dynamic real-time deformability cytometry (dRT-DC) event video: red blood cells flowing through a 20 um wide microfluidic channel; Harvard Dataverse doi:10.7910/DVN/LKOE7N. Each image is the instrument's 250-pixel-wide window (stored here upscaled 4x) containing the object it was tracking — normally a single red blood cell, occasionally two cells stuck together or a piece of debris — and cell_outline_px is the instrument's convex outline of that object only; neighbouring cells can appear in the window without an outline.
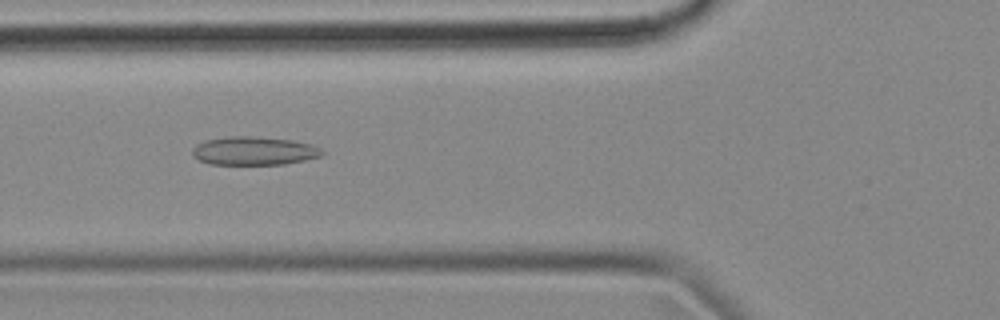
{"species": "common noctule bat (a hibernating species)", "species_latin": "Nyctalus noctula", "temperature_condition": "cold", "stored_images_in_passage": 54, "camera_frame_rate_fps": 3000, "um_per_image_px": 0.085, "animal": {"sex": "female", "body_mass_g": 18.4}, "frame": {"image": 1, "passage_image": 19, "time_ms": 6.0, "image_size_px": [1000, 320], "cell_outline_px": [[324, 152], [320, 156], [304, 160], [284, 164], [208, 164], [192, 156], [192, 148], [196, 144], [204, 140], [228, 136], [256, 136], [292, 140], [312, 144], [320, 148]], "centroid_in_image_um": [21.56, 12.81], "position_along_channel_um": 104.2, "area_um2": 21.62}}
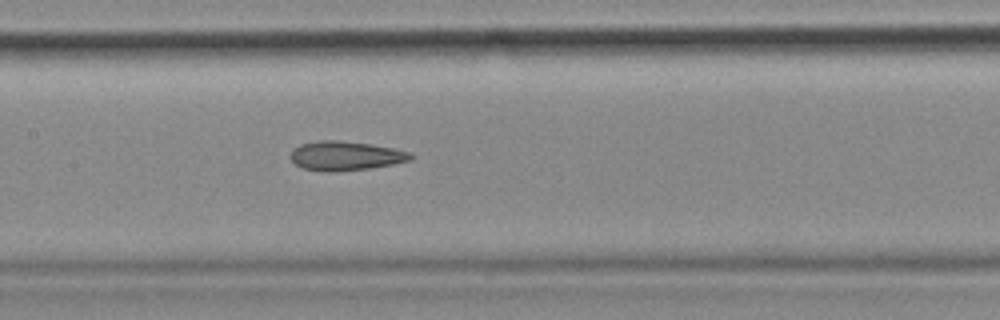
{"frame": {"image": 2, "passage_image": 25, "time_ms": 8.0, "image_size_px": [1000, 320], "cell_outline_px": [[416, 156], [412, 160], [392, 164], [368, 168], [332, 172], [328, 172], [304, 168], [296, 164], [288, 156], [292, 148], [300, 144], [320, 140], [340, 140], [372, 144], [412, 152]], "centroid_in_image_um": [29.37, 13.23], "position_along_channel_um": 178.0, "area_um2": 20.63}}
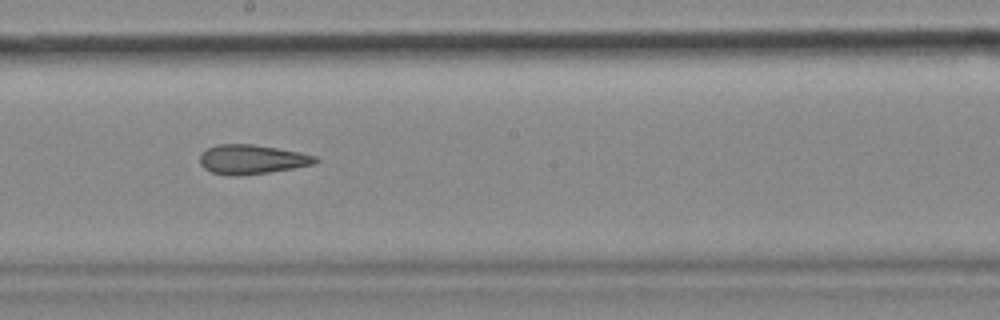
{"frame": {"image": 3, "passage_image": 29, "time_ms": 9.333, "image_size_px": [1000, 320], "cell_outline_px": [[320, 160], [312, 164], [292, 168], [268, 172], [240, 176], [232, 176], [212, 172], [204, 168], [200, 164], [200, 152], [208, 148], [220, 144], [252, 144], [300, 152], [316, 156]], "centroid_in_image_um": [21.38, 13.55], "position_along_channel_um": 226.8, "area_um2": 19.65}, "authors_computed_cell_mechanics": {"area_um2": 21.1837, "velocity_mm_per_s": 3.6821, "shape_relaxation_time_tau1_ms": null, "shape_relaxation_time_tau2_ms": 3.7689, "deformation_change_tau1": null, "deformation_change_tau2": 0.1305}}